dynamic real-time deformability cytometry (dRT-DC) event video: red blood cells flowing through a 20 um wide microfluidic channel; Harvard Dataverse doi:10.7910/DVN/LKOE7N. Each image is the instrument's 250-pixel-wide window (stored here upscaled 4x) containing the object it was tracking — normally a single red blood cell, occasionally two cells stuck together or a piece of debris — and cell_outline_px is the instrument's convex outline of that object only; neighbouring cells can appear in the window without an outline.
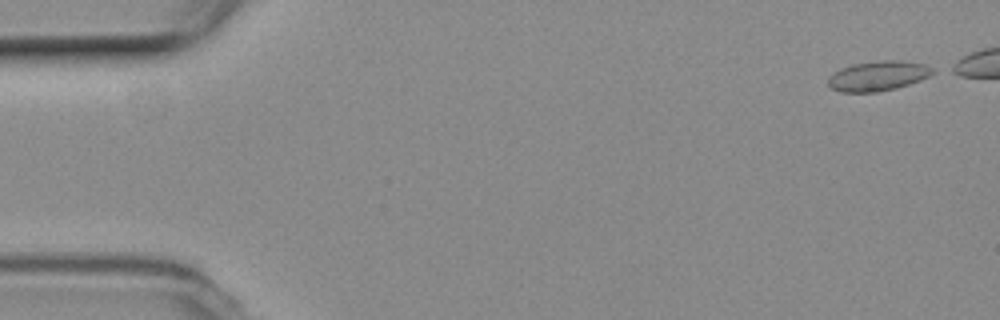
{"species": "common noctule bat (a hibernating species)", "species_latin": "Nyctalus noctula", "temperature_condition": "room temperature", "stored_images_in_passage": 36, "camera_frame_rate_fps": 3000, "um_per_image_px": 0.085, "animal": {"sex": "female", "body_mass_g": 19.3, "forearm_length_mm": 54.1}, "frame": {"image": 1, "passage_image": 1, "time_ms": 0.0, "image_size_px": [1000, 320], "cell_outline_px": [[936, 72], [920, 80], [896, 88], [876, 92], [840, 92], [832, 88], [828, 84], [828, 76], [840, 68], [852, 64], [880, 60], [900, 60], [924, 64], [932, 68]], "centroid_in_image_um": [74.61, 6.44], "position_along_channel_um": 10.4, "area_um2": 18.21}}
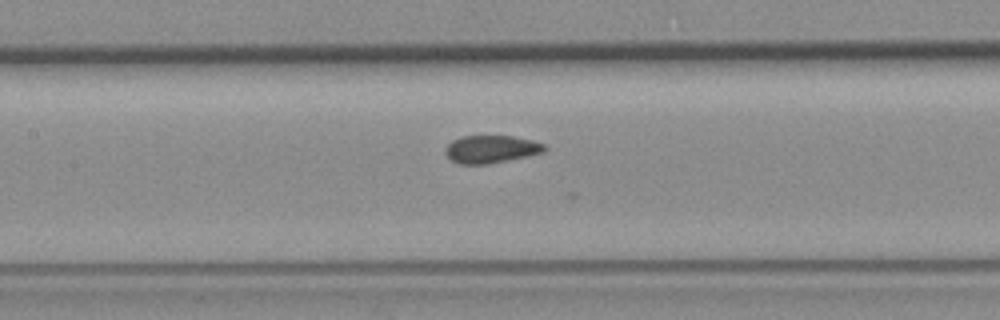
{"frame": {"image": 2, "passage_image": 24, "time_ms": 7.667, "image_size_px": [1000, 320], "cell_outline_px": [[548, 148], [544, 152], [488, 164], [460, 164], [452, 160], [444, 152], [444, 148], [452, 140], [460, 136], [512, 136], [532, 140], [544, 144]], "centroid_in_image_um": [41.72, 12.67], "position_along_channel_um": 165.7, "area_um2": 15.95}}
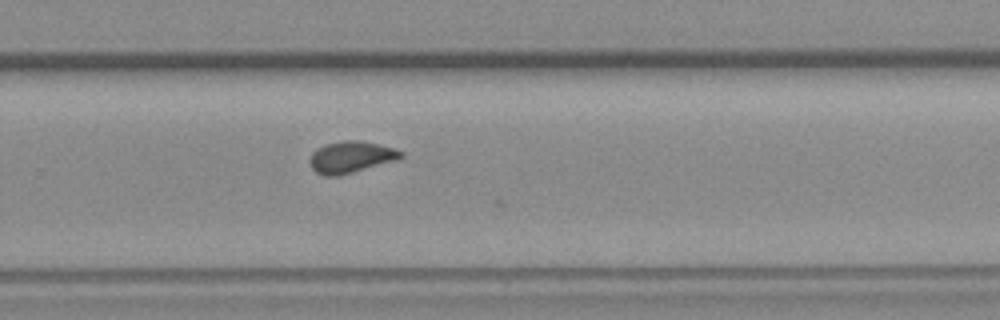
{"frame": {"image": 3, "passage_image": 35, "time_ms": 11.333, "image_size_px": [1000, 320], "cell_outline_px": [[404, 156], [400, 160], [340, 176], [324, 176], [316, 172], [312, 168], [308, 160], [312, 152], [316, 148], [328, 144], [344, 140], [360, 140], [380, 144], [404, 152]], "centroid_in_image_um": [29.86, 13.36], "position_along_channel_um": 299.9, "area_um2": 17.17}}